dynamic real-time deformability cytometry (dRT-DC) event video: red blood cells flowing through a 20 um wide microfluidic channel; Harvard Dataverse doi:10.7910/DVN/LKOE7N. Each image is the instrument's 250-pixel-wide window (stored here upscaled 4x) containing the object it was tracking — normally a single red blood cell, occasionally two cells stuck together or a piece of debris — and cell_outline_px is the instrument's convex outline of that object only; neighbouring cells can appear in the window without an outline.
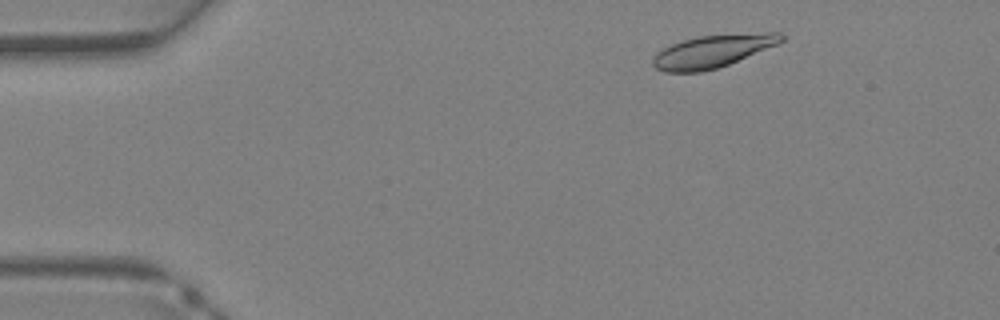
{"species": "Egyptian fruit bat (a non-hibernating species)", "species_latin": "Rousettus aegyptiacus", "temperature_condition": "warm", "stored_images_in_passage": 35, "camera_frame_rate_fps": 3000, "um_per_image_px": 0.085, "animal": {"sex": "female"}, "frame": {"image": 1, "passage_image": 3, "time_ms": 0.667, "image_size_px": [1000, 320], "cell_outline_px": [[784, 40], [776, 44], [728, 64], [716, 68], [700, 72], [664, 72], [656, 68], [652, 64], [652, 56], [656, 52], [672, 44], [684, 40], [700, 36], [764, 32], [780, 32], [784, 36]], "centroid_in_image_um": [60.53, 4.35], "position_along_channel_um": 24.5, "area_um2": 24.1}}
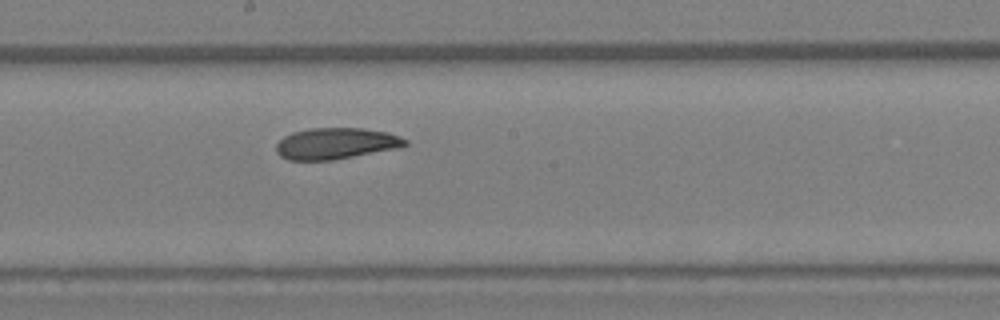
{"frame": {"image": 2, "passage_image": 18, "time_ms": 5.667, "image_size_px": [1000, 320], "cell_outline_px": [[408, 144], [404, 148], [332, 160], [288, 160], [280, 156], [276, 152], [276, 144], [284, 136], [292, 132], [308, 128], [364, 128], [388, 132], [408, 140]], "centroid_in_image_um": [28.59, 12.2], "position_along_channel_um": 219.6, "area_um2": 23.93}}
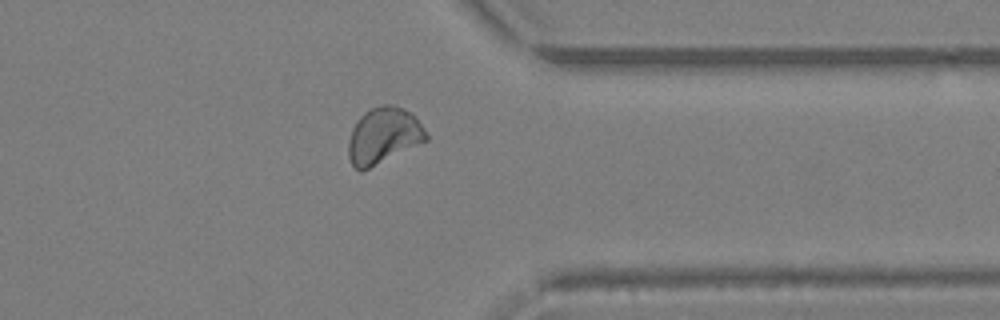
{"frame": {"image": 3, "passage_image": 27, "time_ms": 8.667, "image_size_px": [1000, 320], "cell_outline_px": [[428, 140], [360, 172], [352, 164], [348, 156], [348, 140], [352, 128], [356, 120], [364, 112], [372, 108], [384, 104], [392, 104], [404, 108], [416, 116], [424, 128], [428, 136]], "centroid_in_image_um": [32.59, 11.51], "position_along_channel_um": 378.8, "area_um2": 25.49}}